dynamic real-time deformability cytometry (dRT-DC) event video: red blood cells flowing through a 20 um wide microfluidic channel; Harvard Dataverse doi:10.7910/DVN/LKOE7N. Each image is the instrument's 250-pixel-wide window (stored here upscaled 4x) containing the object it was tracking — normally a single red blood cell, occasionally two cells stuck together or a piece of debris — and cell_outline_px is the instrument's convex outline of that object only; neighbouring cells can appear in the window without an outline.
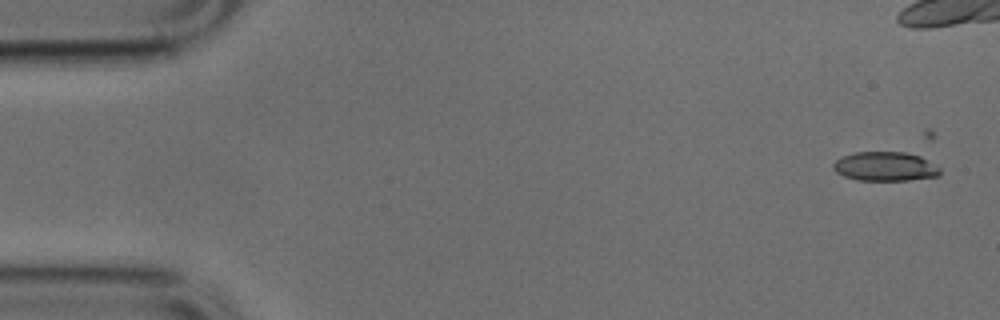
{"species": "common noctule bat (a hibernating species)", "species_latin": "Nyctalus noctula", "temperature_condition": "cold", "stored_images_in_passage": 37, "camera_frame_rate_fps": 3000, "um_per_image_px": 0.085, "animal": {"sex": "male", "body_mass_g": 17.9, "forearm_length_mm": 54.2}, "frame": {"image": 1, "passage_image": 1, "time_ms": 0.0, "image_size_px": [1000, 320], "cell_outline_px": [[940, 176], [908, 180], [856, 180], [844, 176], [836, 172], [832, 168], [832, 164], [836, 160], [844, 156], [856, 152], [904, 152], [920, 156], [940, 168]], "centroid_in_image_um": [75.23, 14.15], "position_along_channel_um": 9.8, "area_um2": 18.09}}
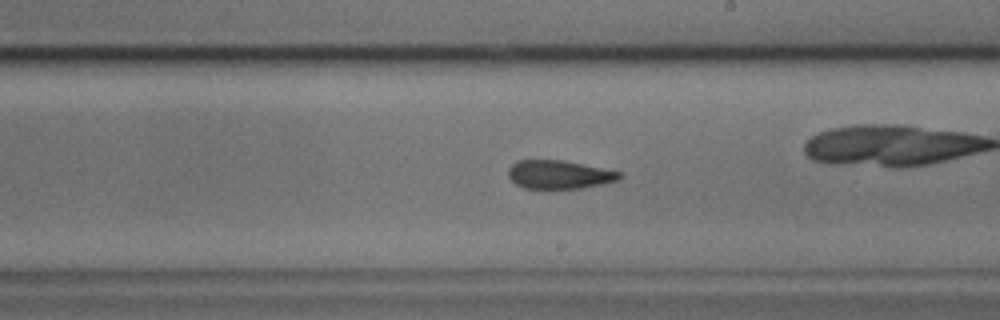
{"frame": {"image": 2, "passage_image": 25, "time_ms": 8.0, "image_size_px": [1000, 320], "cell_outline_px": [[624, 176], [620, 180], [604, 184], [584, 188], [524, 188], [516, 184], [508, 176], [508, 168], [516, 160], [564, 160], [624, 172]], "centroid_in_image_um": [47.6, 14.83], "position_along_channel_um": 241.4, "area_um2": 18.79}}
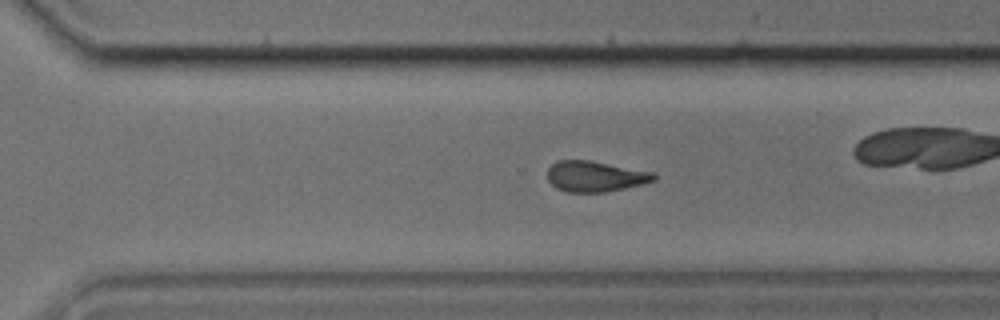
{"frame": {"image": 3, "passage_image": 31, "time_ms": 10.0, "image_size_px": [1000, 320], "cell_outline_px": [[656, 180], [624, 188], [604, 192], [568, 192], [556, 188], [548, 180], [548, 168], [556, 160], [588, 160], [656, 172]], "centroid_in_image_um": [50.59, 14.98], "position_along_channel_um": 320.0, "area_um2": 19.02}}